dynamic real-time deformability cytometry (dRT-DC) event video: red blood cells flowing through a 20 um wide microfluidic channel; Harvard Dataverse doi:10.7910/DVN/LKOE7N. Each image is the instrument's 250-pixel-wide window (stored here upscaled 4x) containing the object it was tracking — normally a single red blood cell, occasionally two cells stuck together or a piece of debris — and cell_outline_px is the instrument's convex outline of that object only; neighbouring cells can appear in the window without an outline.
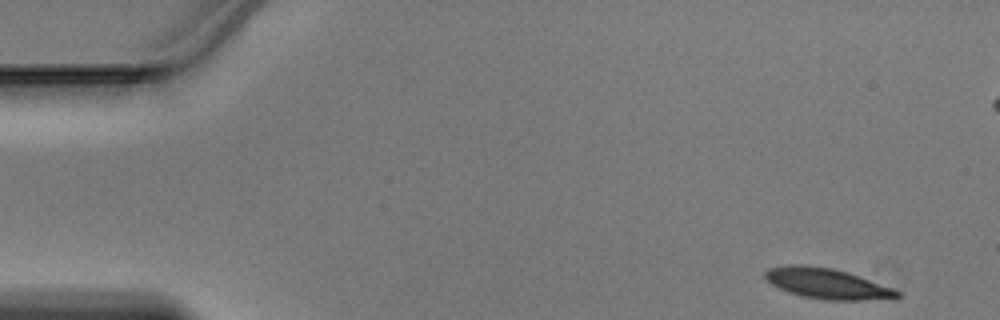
{"species": "Egyptian fruit bat (a non-hibernating species)", "species_latin": "Rousettus aegyptiacus", "temperature_condition": "warm", "stored_images_in_passage": 45, "camera_frame_rate_fps": 3000, "um_per_image_px": 0.085, "animal": {"sex": "male"}, "frame": {"image": 1, "passage_image": 1, "time_ms": 0.0, "image_size_px": [1000, 320], "cell_outline_px": [[900, 296], [860, 300], [828, 300], [804, 296], [788, 292], [772, 284], [764, 276], [764, 272], [768, 268], [792, 264], [800, 264], [832, 268], [848, 272], [860, 276], [892, 288], [900, 292]], "centroid_in_image_um": [70.25, 24.08], "position_along_channel_um": 14.8, "area_um2": 23.0}}
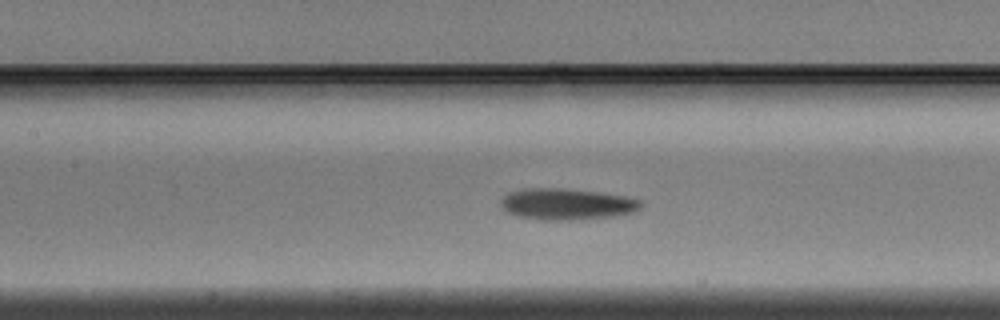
{"frame": {"image": 2, "passage_image": 19, "time_ms": 6.0, "image_size_px": [1000, 320], "cell_outline_px": [[644, 204], [640, 208], [632, 212], [612, 216], [572, 220], [544, 220], [516, 216], [508, 212], [500, 204], [500, 200], [508, 192], [524, 188], [564, 188], [628, 196], [640, 200]], "centroid_in_image_um": [48.16, 17.34], "position_along_channel_um": 159.2, "area_um2": 25.61}}
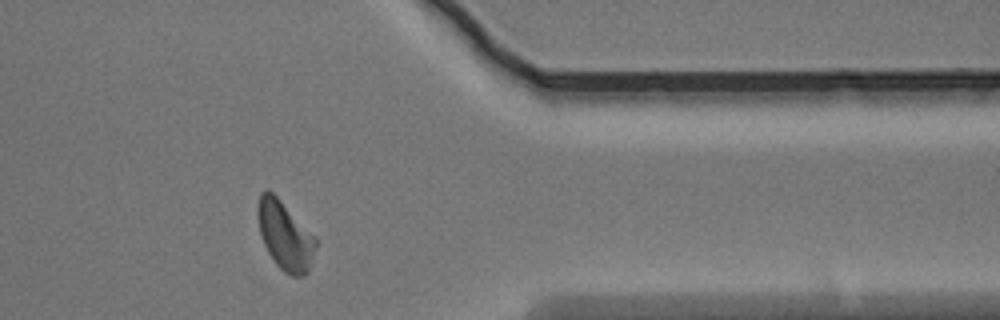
{"frame": {"image": 3, "passage_image": 36, "time_ms": 11.667, "image_size_px": [1000, 320], "cell_outline_px": [[316, 248], [308, 272], [304, 276], [292, 276], [284, 272], [276, 264], [268, 252], [260, 236], [256, 212], [256, 204], [260, 192], [264, 188], [268, 188], [280, 200], [316, 240]], "centroid_in_image_um": [24.16, 20.01], "position_along_channel_um": 387.2, "area_um2": 23.0}}